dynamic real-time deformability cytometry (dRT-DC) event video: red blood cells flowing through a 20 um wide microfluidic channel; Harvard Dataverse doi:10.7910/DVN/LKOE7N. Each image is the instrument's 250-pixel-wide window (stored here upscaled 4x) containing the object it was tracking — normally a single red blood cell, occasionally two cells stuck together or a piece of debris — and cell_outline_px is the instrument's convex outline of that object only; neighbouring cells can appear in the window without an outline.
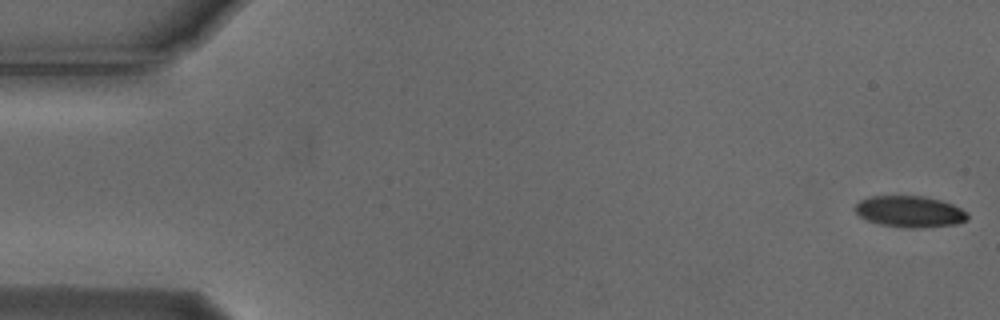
{"species": "Egyptian fruit bat (a non-hibernating species)", "species_latin": "Rousettus aegyptiacus", "temperature_condition": "cold", "stored_images_in_passage": 55, "camera_frame_rate_fps": 3000, "um_per_image_px": 0.085, "animal": {"sex": "male"}, "frame": {"image": 1, "passage_image": 1, "time_ms": 0.0, "image_size_px": [1000, 320], "cell_outline_px": [[968, 220], [956, 224], [920, 228], [908, 228], [880, 224], [868, 220], [860, 216], [852, 208], [860, 200], [872, 196], [924, 196], [940, 200], [952, 204], [968, 212]], "centroid_in_image_um": [77.34, 17.98], "position_along_channel_um": 7.7, "area_um2": 20.58}}
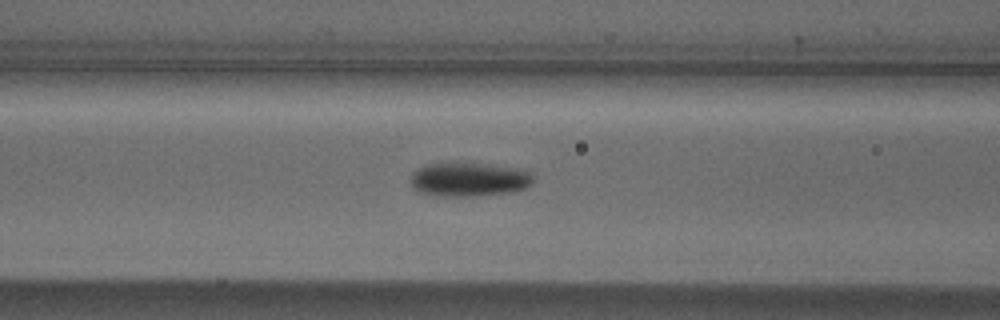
{"frame": {"image": 2, "passage_image": 22, "time_ms": 7.0, "image_size_px": [1000, 320], "cell_outline_px": [[532, 184], [528, 188], [512, 192], [472, 196], [432, 196], [420, 192], [412, 188], [408, 180], [412, 172], [416, 168], [424, 164], [480, 164], [516, 168], [532, 172]], "centroid_in_image_um": [39.81, 15.28], "position_along_channel_um": 126.8, "area_um2": 24.39}}
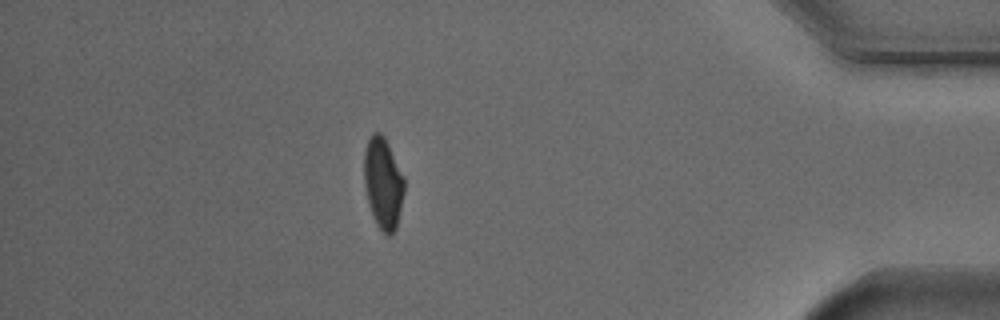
{"frame": {"image": 3, "passage_image": 48, "time_ms": 15.667, "image_size_px": [1000, 320], "cell_outline_px": [[404, 192], [396, 228], [388, 236], [376, 224], [368, 204], [364, 184], [364, 152], [368, 140], [372, 132], [380, 132], [384, 136], [404, 176]], "centroid_in_image_um": [32.55, 15.54], "position_along_channel_um": 402.7, "area_um2": 21.27}, "authors_computed_cell_mechanics": {"area_um2": 22.0218, "velocity_mm_per_s": 3.716, "shape_relaxation_time_tau1_ms": 3.2281, "shape_relaxation_time_tau2_ms": null, "deformation_change_tau1": 0.1356, "deformation_change_tau2": null}}